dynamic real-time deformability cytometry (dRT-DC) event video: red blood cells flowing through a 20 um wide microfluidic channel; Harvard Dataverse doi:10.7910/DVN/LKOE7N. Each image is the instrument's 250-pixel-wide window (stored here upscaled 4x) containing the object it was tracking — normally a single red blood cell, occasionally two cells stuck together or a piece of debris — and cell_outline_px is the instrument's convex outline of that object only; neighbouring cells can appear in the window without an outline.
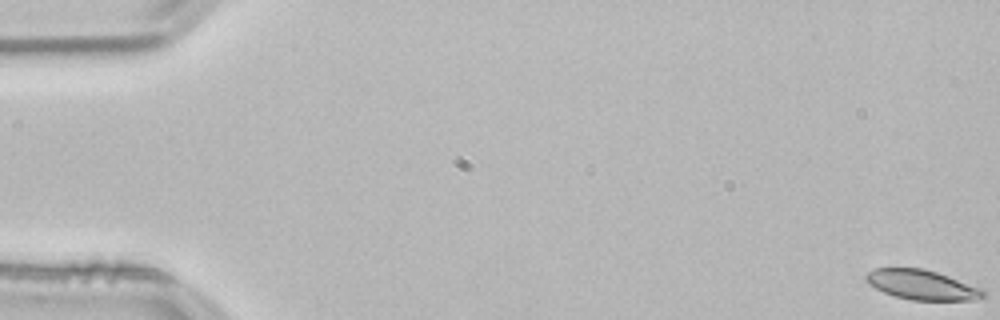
{"species": "common noctule bat (a hibernating species)", "species_latin": "Nyctalus noctula", "temperature_condition": "room temperature", "stored_images_in_passage": 54, "camera_frame_rate_fps": 3000, "um_per_image_px": 0.085, "animal": {"sex": "male", "body_mass_g": 21.5, "forearm_length_mm": 52.0}, "frame": {"image": 1, "passage_image": 1, "time_ms": 0.0, "image_size_px": [1000, 320], "cell_outline_px": [[984, 296], [972, 300], [912, 300], [896, 296], [884, 292], [868, 284], [864, 280], [864, 276], [868, 272], [876, 268], [924, 268], [984, 288]], "centroid_in_image_um": [78.35, 24.2], "position_along_channel_um": 6.7, "area_um2": 20.29}}
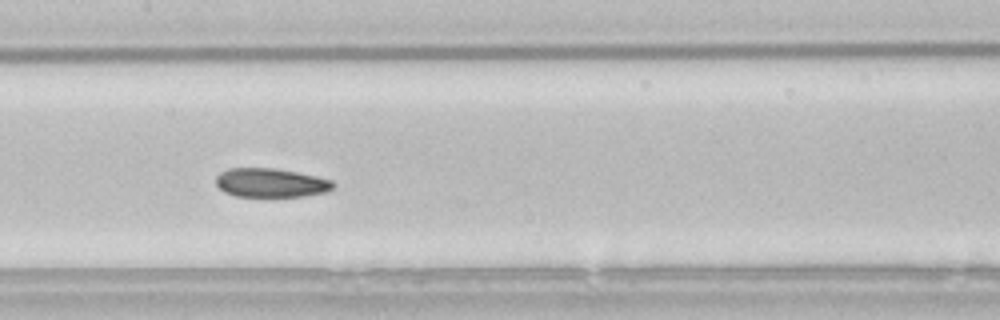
{"frame": {"image": 2, "passage_image": 27, "time_ms": 8.667, "image_size_px": [1000, 320], "cell_outline_px": [[336, 184], [332, 188], [324, 192], [304, 196], [236, 196], [224, 192], [216, 184], [216, 176], [220, 172], [228, 168], [276, 168], [316, 176], [332, 180]], "centroid_in_image_um": [23.0, 15.53], "position_along_channel_um": 184.4, "area_um2": 19.71}}
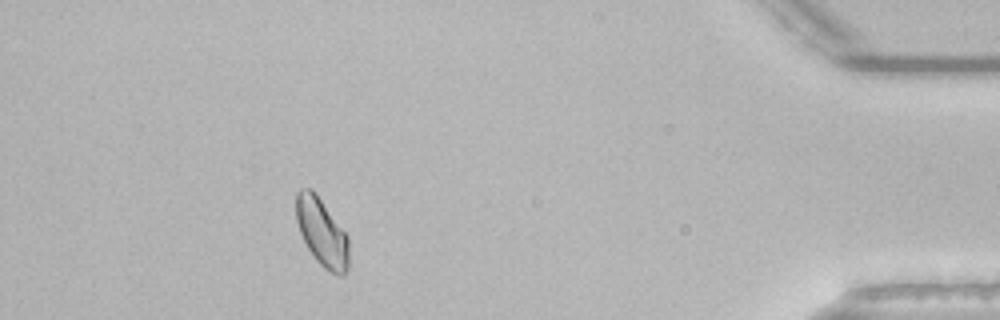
{"frame": {"image": 3, "passage_image": 49, "time_ms": 16.0, "image_size_px": [1000, 320], "cell_outline_px": [[348, 268], [344, 276], [336, 276], [328, 272], [312, 256], [300, 232], [296, 220], [296, 192], [300, 188], [312, 188], [348, 236]], "centroid_in_image_um": [27.36, 19.77], "position_along_channel_um": 407.8, "area_um2": 20.92}, "authors_computed_cell_mechanics": {"area_um2": 20.6057, "velocity_mm_per_s": 3.8001, "shape_relaxation_time_tau1_ms": 7.6675, "shape_relaxation_time_tau2_ms": 5.2728, "deformation_change_tau1": 0.1159, "deformation_change_tau2": 0.079}}